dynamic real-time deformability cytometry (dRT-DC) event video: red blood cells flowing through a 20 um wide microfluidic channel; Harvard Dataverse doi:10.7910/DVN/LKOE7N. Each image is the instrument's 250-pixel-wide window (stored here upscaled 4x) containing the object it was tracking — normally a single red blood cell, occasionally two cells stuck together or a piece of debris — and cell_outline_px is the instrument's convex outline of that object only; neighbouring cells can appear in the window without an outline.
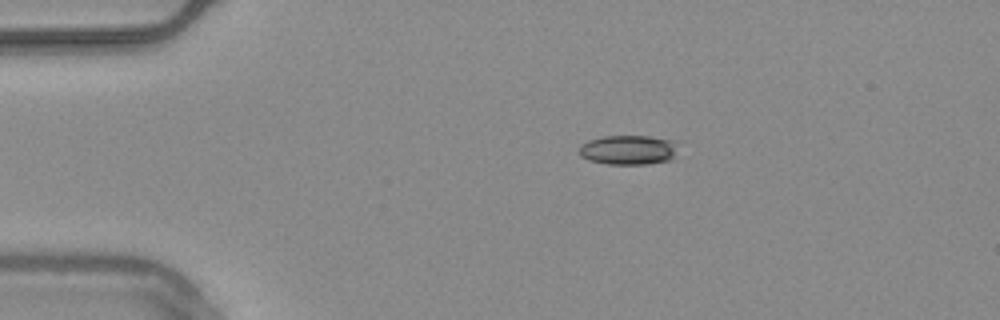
{"species": "common noctule bat (a hibernating species)", "species_latin": "Nyctalus noctula", "temperature_condition": "warm", "stored_images_in_passage": 45, "camera_frame_rate_fps": 3000, "um_per_image_px": 0.085, "animal": {"sex": "male", "body_mass_g": 20.4}, "frame": {"image": 1, "passage_image": 1, "time_ms": 0.0, "image_size_px": [1000, 320], "cell_outline_px": [[676, 144], [672, 160], [648, 164], [608, 164], [588, 160], [580, 156], [580, 144], [588, 140], [604, 136], [648, 136], [672, 140]], "centroid_in_image_um": [53.38, 12.74], "position_along_channel_um": 31.6, "area_um2": 16.99}}
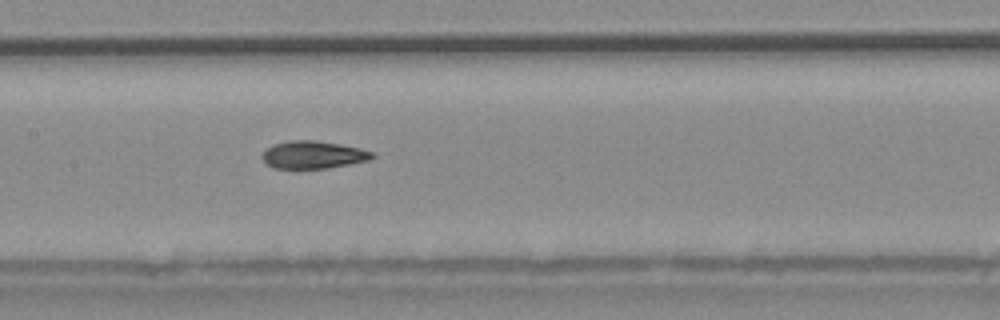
{"frame": {"image": 2, "passage_image": 17, "time_ms": 5.333, "image_size_px": [1000, 320], "cell_outline_px": [[376, 156], [368, 160], [348, 164], [324, 168], [272, 168], [264, 160], [264, 152], [272, 144], [288, 140], [316, 140], [340, 144], [360, 148], [372, 152]], "centroid_in_image_um": [26.63, 13.14], "position_along_channel_um": 180.8, "area_um2": 17.46}}
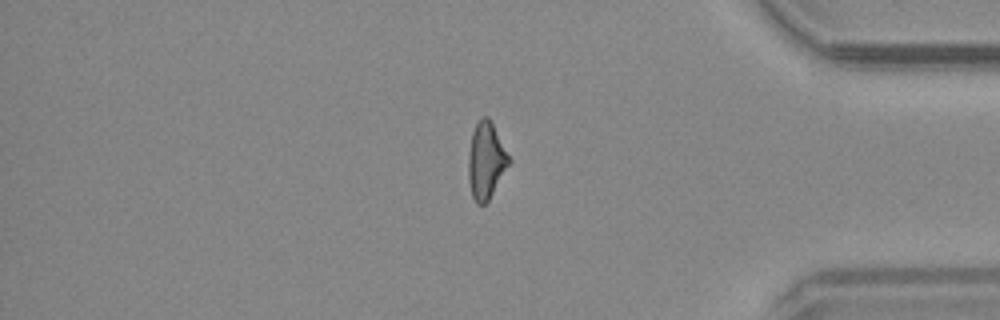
{"frame": {"image": 3, "passage_image": 36, "time_ms": 11.667, "image_size_px": [1000, 320], "cell_outline_px": [[512, 160], [488, 200], [484, 204], [476, 204], [472, 196], [468, 180], [468, 156], [472, 132], [480, 116], [488, 116]], "centroid_in_image_um": [41.3, 13.64], "position_along_channel_um": 393.9, "area_um2": 18.09}, "authors_computed_cell_mechanics": {"area_um2": 17.9758, "velocity_mm_per_s": 3.7568, "shape_relaxation_time_tau1_ms": 7.501, "shape_relaxation_time_tau2_ms": 3.1694, "deformation_change_tau1": 0.1838, "deformation_change_tau2": 0.1057}}